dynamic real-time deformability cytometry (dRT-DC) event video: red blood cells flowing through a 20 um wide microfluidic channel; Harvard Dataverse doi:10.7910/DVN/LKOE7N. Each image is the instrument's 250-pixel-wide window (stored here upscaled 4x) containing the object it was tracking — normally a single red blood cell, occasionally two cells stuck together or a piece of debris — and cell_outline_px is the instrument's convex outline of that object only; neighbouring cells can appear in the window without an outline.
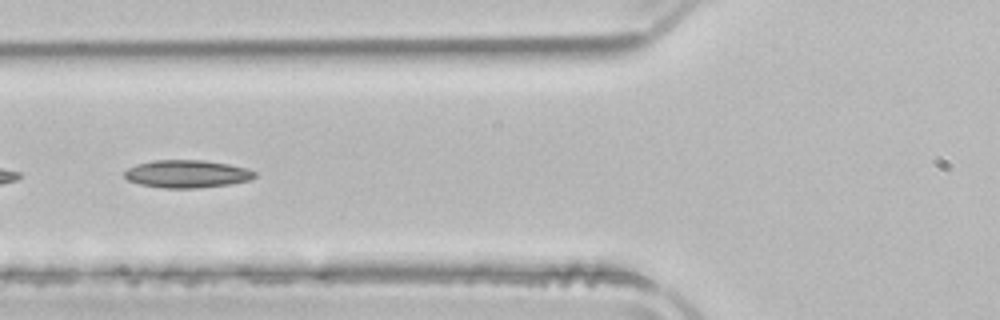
{"species": "common noctule bat (a hibernating species)", "species_latin": "Nyctalus noctula", "temperature_condition": "room temperature", "stored_images_in_passage": 25, "camera_frame_rate_fps": 3000, "um_per_image_px": 0.085, "animal": {"sex": "male", "body_mass_g": 21.5, "forearm_length_mm": 52.0}, "frame": {"image": 1, "passage_image": 20, "time_ms": 6.333, "image_size_px": [1000, 320], "cell_outline_px": [[256, 176], [252, 180], [228, 184], [196, 188], [164, 188], [140, 184], [128, 180], [124, 176], [124, 172], [128, 168], [136, 164], [152, 160], [204, 160], [228, 164], [248, 168], [256, 172]], "centroid_in_image_um": [15.9, 14.77], "position_along_channel_um": 109.9, "area_um2": 21.1}}